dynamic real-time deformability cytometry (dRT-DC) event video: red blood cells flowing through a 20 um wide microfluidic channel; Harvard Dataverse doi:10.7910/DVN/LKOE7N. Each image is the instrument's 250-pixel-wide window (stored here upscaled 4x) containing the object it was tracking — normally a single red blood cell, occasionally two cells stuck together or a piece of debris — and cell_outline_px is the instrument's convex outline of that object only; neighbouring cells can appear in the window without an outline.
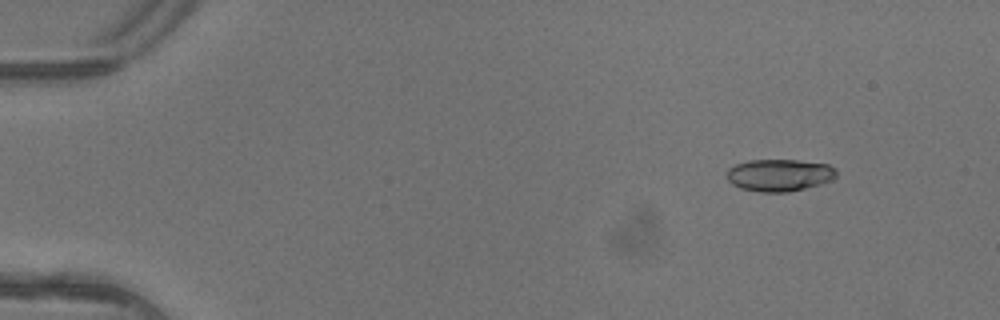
{"species": "common noctule bat (a hibernating species)", "species_latin": "Nyctalus noctula", "temperature_condition": "warm", "stored_images_in_passage": 5, "camera_frame_rate_fps": 3000, "um_per_image_px": 0.085, "animal": {"sex": "female"}, "frame": {"image": 1, "passage_image": 2, "time_ms": 0.333, "image_size_px": [1000, 320], "cell_outline_px": [[836, 176], [832, 180], [820, 184], [788, 192], [760, 192], [740, 188], [732, 184], [728, 180], [724, 172], [728, 168], [736, 164], [748, 160], [796, 160], [828, 164], [836, 168]], "centroid_in_image_um": [66.21, 14.88], "position_along_channel_um": 18.8, "area_um2": 20.69}}
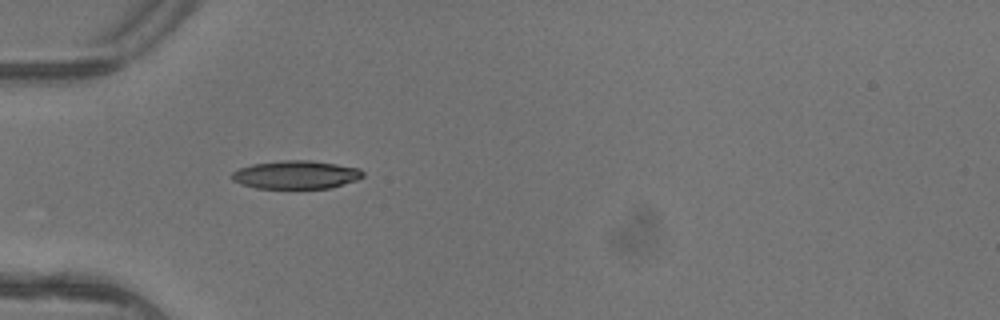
{"frame": {"image": 2, "passage_image": 5, "time_ms": 1.333, "image_size_px": [1000, 320], "cell_outline_px": [[364, 176], [356, 180], [332, 188], [256, 188], [240, 184], [232, 180], [232, 172], [240, 168], [252, 164], [284, 160], [312, 160], [360, 168], [364, 172]], "centroid_in_image_um": [25.17, 14.85], "position_along_channel_um": 59.8, "area_um2": 21.62}}